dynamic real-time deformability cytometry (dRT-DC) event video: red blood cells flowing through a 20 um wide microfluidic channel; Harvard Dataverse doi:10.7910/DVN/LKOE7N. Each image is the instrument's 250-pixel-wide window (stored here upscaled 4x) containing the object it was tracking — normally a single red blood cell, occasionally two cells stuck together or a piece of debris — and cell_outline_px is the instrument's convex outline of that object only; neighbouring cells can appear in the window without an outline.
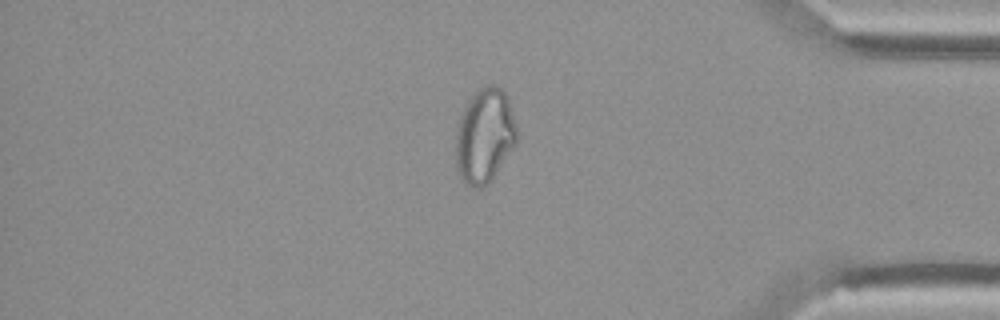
{"species": "Egyptian fruit bat (a non-hibernating species)", "species_latin": "Rousettus aegyptiacus", "temperature_condition": "cold", "stored_images_in_passage": 54, "camera_frame_rate_fps": 3000, "um_per_image_px": 0.085, "animal": {"sex": "female"}, "frame": {"image": 1, "passage_image": 46, "time_ms": 15.0, "image_size_px": [1000, 320], "cell_outline_px": [[516, 144], [488, 184], [484, 188], [472, 188], [456, 172], [456, 132], [460, 116], [468, 100], [480, 88], [488, 84], [496, 84], [504, 88], [508, 96], [516, 124]], "centroid_in_image_um": [41.2, 11.52], "position_along_channel_um": 394.0, "area_um2": 33.87}}